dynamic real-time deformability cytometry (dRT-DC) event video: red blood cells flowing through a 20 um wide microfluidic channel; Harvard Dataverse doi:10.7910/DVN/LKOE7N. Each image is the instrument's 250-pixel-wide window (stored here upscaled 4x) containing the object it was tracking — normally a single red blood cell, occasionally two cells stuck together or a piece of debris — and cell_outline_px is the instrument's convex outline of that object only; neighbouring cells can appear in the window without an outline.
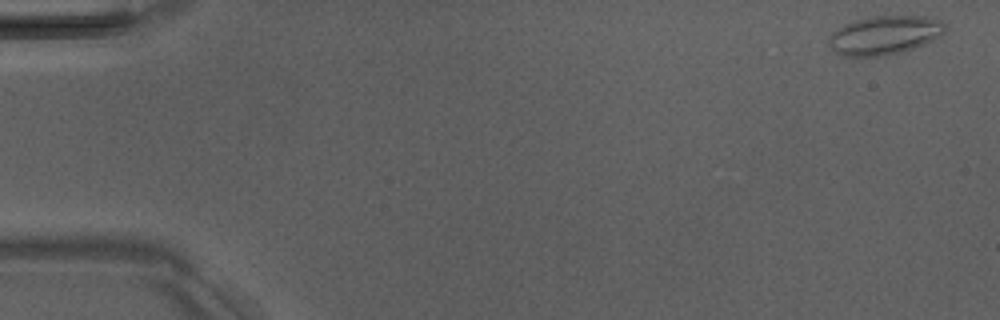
{"species": "Egyptian fruit bat (a non-hibernating species)", "species_latin": "Rousettus aegyptiacus", "temperature_condition": "room temperature", "stored_images_in_passage": 5, "camera_frame_rate_fps": 3000, "um_per_image_px": 0.085, "animal": {"sex": "male"}, "frame": {"image": 1, "passage_image": 1, "time_ms": 0.0, "image_size_px": [1000, 320], "cell_outline_px": [[948, 28], [940, 36], [924, 44], [900, 52], [884, 56], [844, 56], [836, 52], [828, 44], [828, 36], [836, 28], [844, 24], [856, 20], [872, 16], [928, 16], [940, 20], [948, 24]], "centroid_in_image_um": [75.2, 2.97], "position_along_channel_um": 9.8, "area_um2": 26.47}}
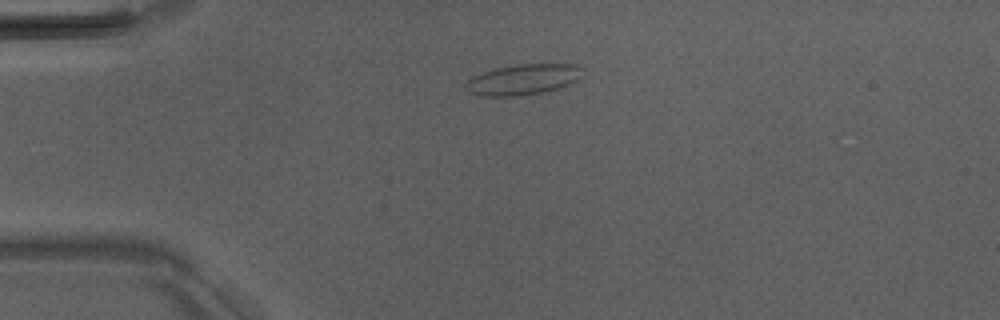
{"frame": {"image": 2, "passage_image": 4, "time_ms": 3.667, "image_size_px": [1000, 320], "cell_outline_px": [[580, 76], [576, 80], [568, 84], [544, 92], [516, 96], [480, 96], [468, 92], [464, 88], [464, 84], [472, 76], [496, 68], [512, 64], [576, 64], [580, 68]], "centroid_in_image_um": [44.37, 6.76], "position_along_channel_um": 40.6, "area_um2": 20.75}}